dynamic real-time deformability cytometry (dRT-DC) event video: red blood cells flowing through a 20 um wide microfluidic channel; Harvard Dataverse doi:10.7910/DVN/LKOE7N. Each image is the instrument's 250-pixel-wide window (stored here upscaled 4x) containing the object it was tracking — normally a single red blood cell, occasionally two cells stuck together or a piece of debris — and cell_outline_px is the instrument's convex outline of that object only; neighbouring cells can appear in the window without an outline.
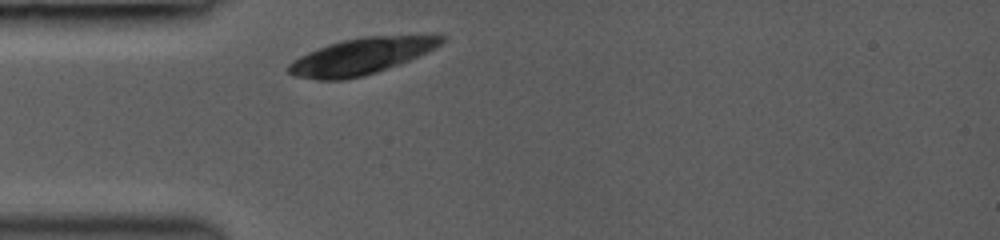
{"species": "common noctule bat (a hibernating species)", "species_latin": "Nyctalus noctula", "temperature_condition": "room temperature", "stored_images_in_passage": 28, "camera_frame_rate_fps": 3000, "um_per_image_px": 0.085, "animal": {"sex": "female", "body_mass_g": 19.0, "forearm_length_mm": 53.3}, "frame": {"image": 1, "passage_image": 1, "time_ms": 0.0, "image_size_px": [1000, 240], "cell_outline_px": [[444, 40], [436, 48], [428, 52], [400, 64], [364, 76], [344, 80], [316, 80], [296, 76], [288, 72], [288, 64], [292, 60], [308, 52], [328, 44], [340, 40], [364, 36], [440, 32], [444, 36]], "centroid_in_image_um": [30.82, 4.73], "position_along_channel_um": 54.2, "area_um2": 33.29}}
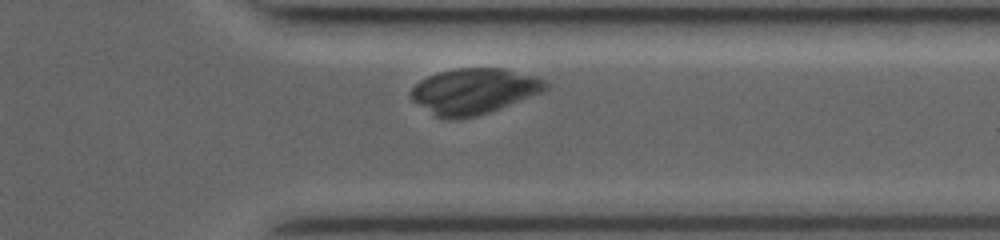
{"frame": {"image": 2, "passage_image": 25, "time_ms": 8.0, "image_size_px": [1000, 240], "cell_outline_px": [[548, 88], [540, 92], [500, 108], [476, 116], [456, 120], [448, 120], [436, 116], [412, 100], [408, 96], [408, 92], [420, 80], [428, 76], [440, 72], [456, 68], [504, 68], [532, 76], [544, 80], [548, 84]], "centroid_in_image_um": [40.22, 7.75], "position_along_channel_um": 371.2, "area_um2": 35.55}}
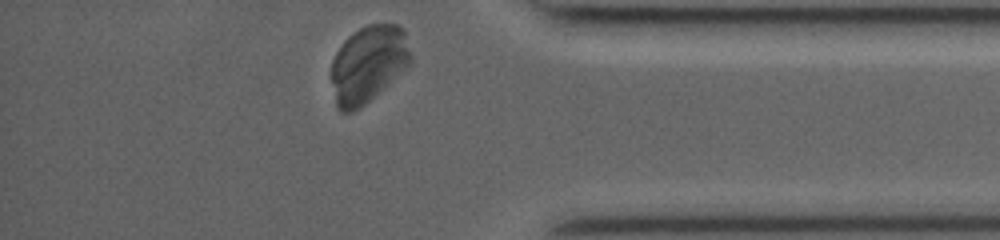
{"frame": {"image": 3, "passage_image": 28, "time_ms": 9.0, "image_size_px": [1000, 240], "cell_outline_px": [[412, 64], [408, 68], [360, 108], [352, 112], [340, 112], [336, 104], [332, 80], [332, 60], [336, 52], [344, 40], [352, 32], [368, 24], [396, 24], [404, 28], [412, 52]], "centroid_in_image_um": [31.35, 5.43], "position_along_channel_um": 403.9, "area_um2": 36.01}}